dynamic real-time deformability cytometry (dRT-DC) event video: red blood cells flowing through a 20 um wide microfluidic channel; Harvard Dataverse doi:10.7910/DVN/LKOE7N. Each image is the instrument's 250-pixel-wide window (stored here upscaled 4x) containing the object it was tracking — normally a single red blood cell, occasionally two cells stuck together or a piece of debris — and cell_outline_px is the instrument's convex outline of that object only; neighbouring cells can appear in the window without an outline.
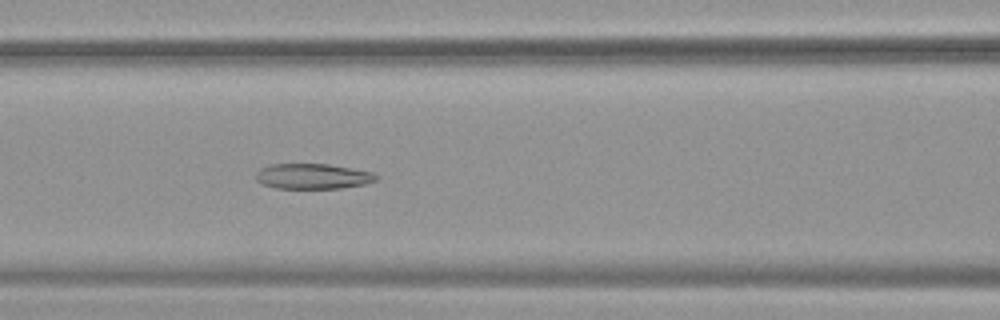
{"species": "common noctule bat (a hibernating species)", "species_latin": "Nyctalus noctula", "temperature_condition": "warm", "stored_images_in_passage": 54, "camera_frame_rate_fps": 3000, "um_per_image_px": 0.085, "animal": {"sex": "female", "body_mass_g": 19.9}, "frame": {"image": 1, "passage_image": 24, "time_ms": 7.667, "image_size_px": [1000, 320], "cell_outline_px": [[380, 176], [376, 180], [364, 184], [340, 188], [276, 188], [264, 184], [256, 180], [256, 172], [260, 168], [268, 164], [328, 164], [352, 168], [372, 172]], "centroid_in_image_um": [26.58, 14.97], "position_along_channel_um": 140.0, "area_um2": 17.74}}
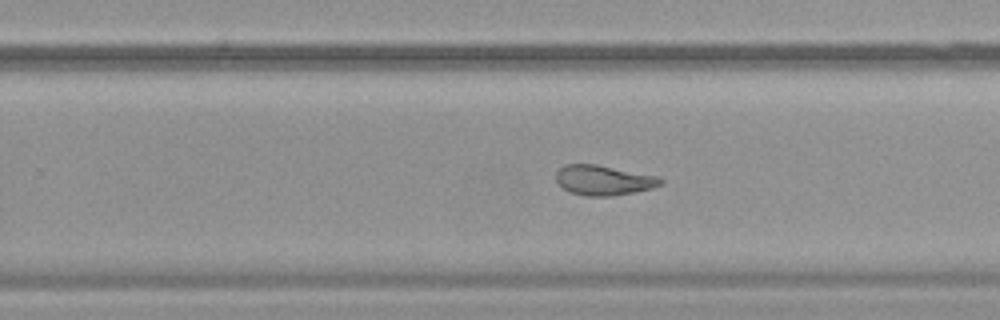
{"frame": {"image": 2, "passage_image": 35, "time_ms": 11.333, "image_size_px": [1000, 320], "cell_outline_px": [[664, 184], [652, 188], [612, 196], [584, 196], [572, 192], [556, 184], [556, 172], [564, 164], [596, 164], [660, 176], [664, 180]], "centroid_in_image_um": [51.32, 15.31], "position_along_channel_um": 278.5, "area_um2": 18.44}}
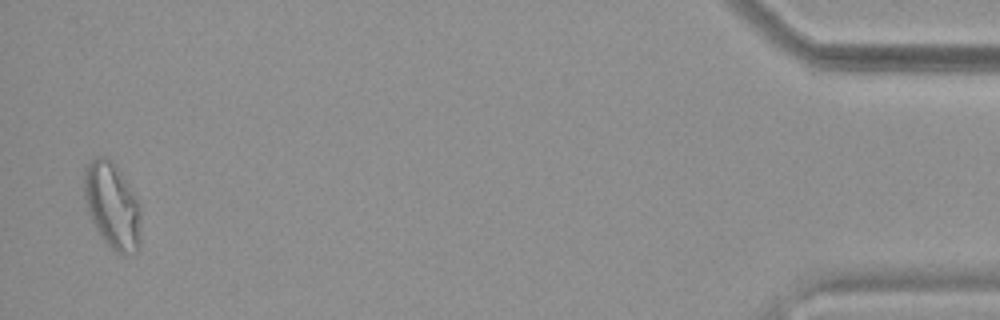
{"frame": {"image": 3, "passage_image": 53, "time_ms": 17.333, "image_size_px": [1000, 320], "cell_outline_px": [[140, 244], [136, 252], [116, 252], [100, 236], [92, 220], [84, 200], [84, 164], [96, 156], [104, 156], [116, 164], [136, 196], [140, 204]], "centroid_in_image_um": [9.53, 17.41], "position_along_channel_um": 425.7, "area_um2": 28.55}, "authors_computed_cell_mechanics": {"area_um2": 23.5246, "velocity_mm_per_s": 3.7979, "shape_relaxation_time_tau1_ms": null, "shape_relaxation_time_tau2_ms": 3.5637, "deformation_change_tau1": null, "deformation_change_tau2": 0.1007}}